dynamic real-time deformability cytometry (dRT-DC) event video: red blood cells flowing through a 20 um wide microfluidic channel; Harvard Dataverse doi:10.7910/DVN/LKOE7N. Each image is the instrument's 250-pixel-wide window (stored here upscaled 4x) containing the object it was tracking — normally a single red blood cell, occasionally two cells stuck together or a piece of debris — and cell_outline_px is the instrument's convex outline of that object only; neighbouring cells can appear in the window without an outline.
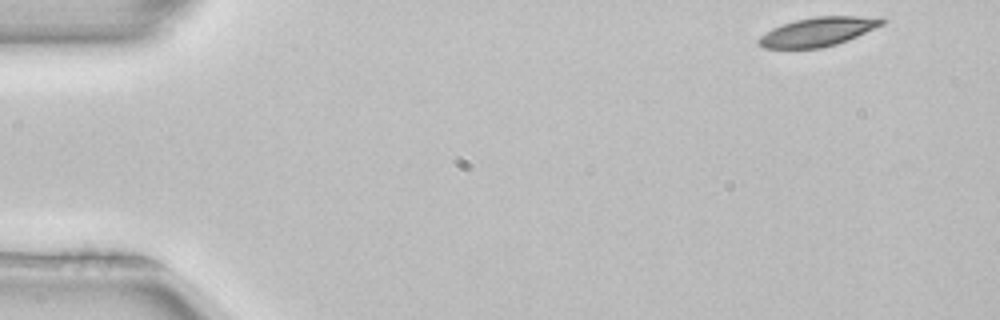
{"species": "common noctule bat (a hibernating species)", "species_latin": "Nyctalus noctula", "temperature_condition": "room temperature", "stored_images_in_passage": 49, "camera_frame_rate_fps": 3000, "um_per_image_px": 0.085, "animal": {"sex": "female", "body_mass_g": 22.7, "forearm_length_mm": 54.2}, "frame": {"image": 1, "passage_image": 1, "time_ms": 0.0, "image_size_px": [1000, 320], "cell_outline_px": [[888, 20], [884, 24], [848, 40], [836, 44], [820, 48], [764, 48], [756, 40], [760, 36], [772, 28], [796, 20], [816, 16], [884, 16]], "centroid_in_image_um": [69.6, 2.68], "position_along_channel_um": 15.4, "area_um2": 20.87}}
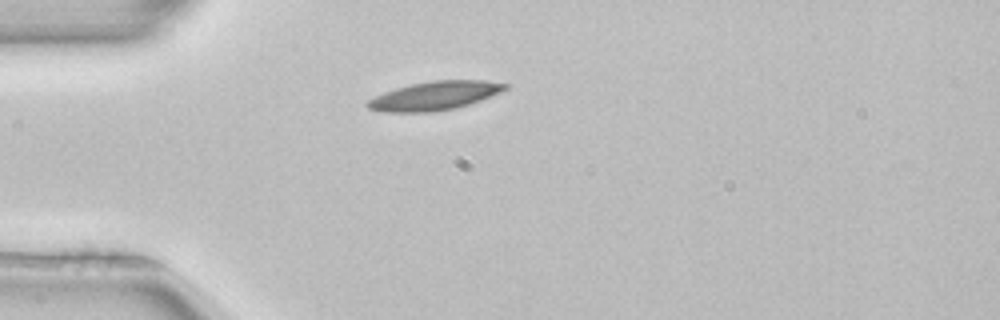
{"frame": {"image": 2, "passage_image": 11, "time_ms": 3.333, "image_size_px": [1000, 320], "cell_outline_px": [[512, 84], [508, 88], [500, 92], [480, 100], [456, 108], [432, 112], [384, 112], [368, 108], [364, 104], [368, 100], [384, 92], [396, 88], [412, 84], [432, 80], [484, 80]], "centroid_in_image_um": [36.96, 8.13], "position_along_channel_um": 48.0, "area_um2": 23.0}}
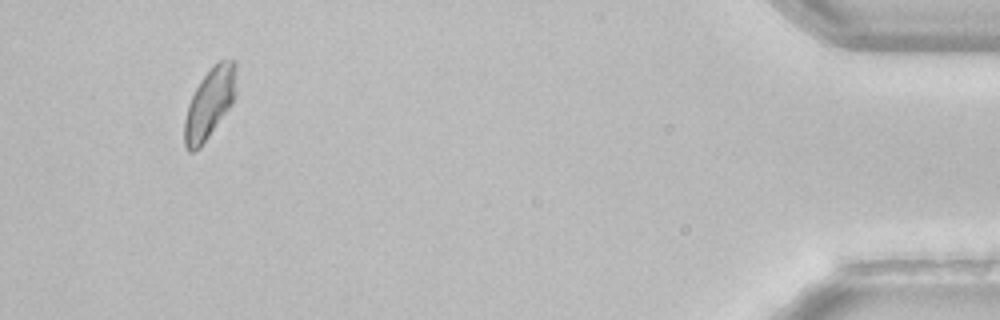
{"frame": {"image": 3, "passage_image": 46, "time_ms": 15.0, "image_size_px": [1000, 320], "cell_outline_px": [[236, 68], [232, 104], [200, 148], [192, 152], [188, 152], [184, 144], [184, 120], [188, 104], [200, 80], [220, 60], [236, 60]], "centroid_in_image_um": [17.78, 8.82], "position_along_channel_um": 417.4, "area_um2": 20.69}, "authors_computed_cell_mechanics": {"area_um2": 21.3282, "velocity_mm_per_s": 3.9313, "shape_relaxation_time_tau1_ms": 2.4857, "shape_relaxation_time_tau2_ms": null, "deformation_change_tau1": 0.0792, "deformation_change_tau2": null}}